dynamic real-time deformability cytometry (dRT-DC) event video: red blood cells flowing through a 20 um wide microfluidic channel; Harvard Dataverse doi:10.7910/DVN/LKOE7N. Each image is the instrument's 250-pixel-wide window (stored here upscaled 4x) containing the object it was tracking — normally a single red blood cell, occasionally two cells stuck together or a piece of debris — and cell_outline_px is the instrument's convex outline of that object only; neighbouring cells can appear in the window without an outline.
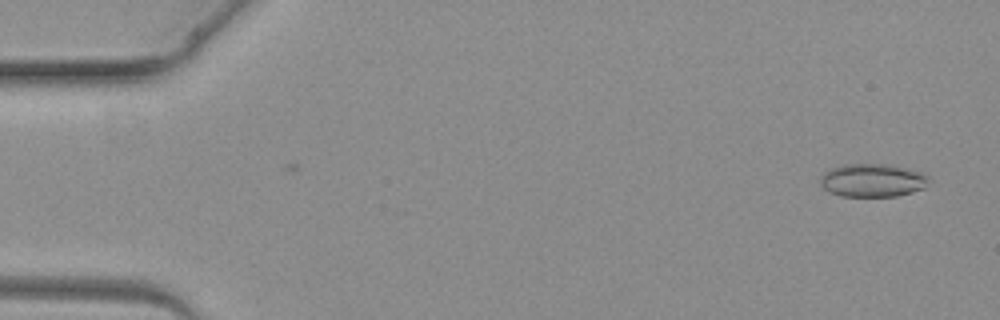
{"species": "common noctule bat (a hibernating species)", "species_latin": "Nyctalus noctula", "temperature_condition": "warm", "stored_images_in_passage": 4, "camera_frame_rate_fps": 3000, "um_per_image_px": 0.085, "animal": {"sex": "female", "body_mass_g": 19.3, "forearm_length_mm": 54.1}, "frame": {"image": 1, "passage_image": 1, "time_ms": 0.0, "image_size_px": [1000, 320], "cell_outline_px": [[928, 180], [924, 188], [912, 192], [896, 196], [840, 196], [828, 192], [820, 184], [820, 176], [828, 168], [840, 164], [892, 164], [924, 172], [928, 176]], "centroid_in_image_um": [74.14, 15.31], "position_along_channel_um": 10.9, "area_um2": 21.39}}
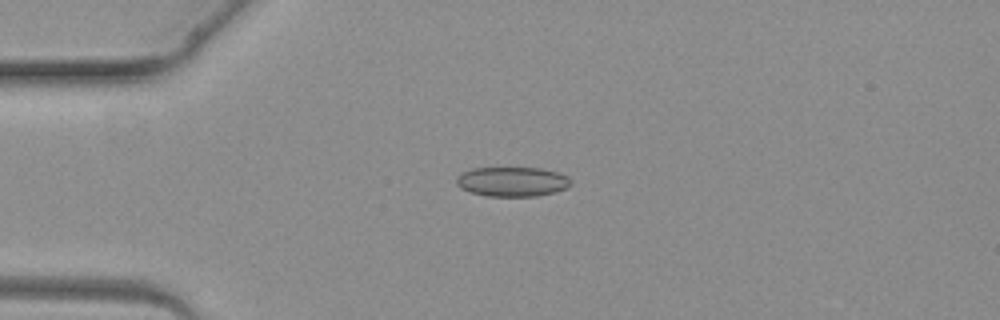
{"frame": {"image": 2, "passage_image": 3, "time_ms": 2.667, "image_size_px": [1000, 320], "cell_outline_px": [[572, 184], [568, 188], [556, 192], [536, 196], [488, 196], [472, 192], [460, 188], [456, 184], [456, 176], [460, 172], [472, 168], [540, 168], [556, 172], [568, 176]], "centroid_in_image_um": [43.53, 15.44], "position_along_channel_um": 41.5, "area_um2": 19.88}}